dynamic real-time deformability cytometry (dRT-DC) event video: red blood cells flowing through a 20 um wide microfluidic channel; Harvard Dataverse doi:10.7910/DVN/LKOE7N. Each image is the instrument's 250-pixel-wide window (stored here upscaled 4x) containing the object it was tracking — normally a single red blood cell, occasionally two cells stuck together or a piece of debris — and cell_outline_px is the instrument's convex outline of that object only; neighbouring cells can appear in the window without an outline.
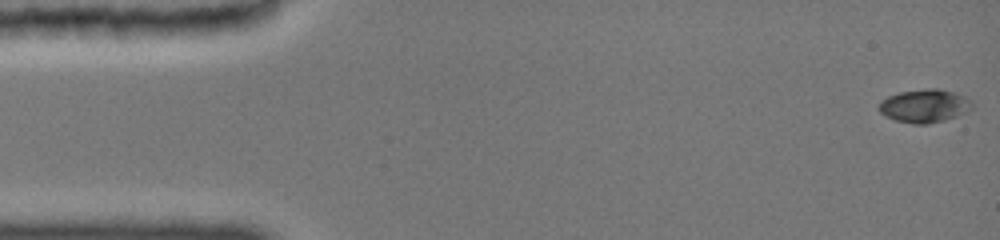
{"species": "common noctule bat (a hibernating species)", "species_latin": "Nyctalus noctula", "temperature_condition": "cold", "stored_images_in_passage": 15, "camera_frame_rate_fps": 3000, "um_per_image_px": 0.085, "animal": {"sex": "female", "body_mass_g": 19.0, "forearm_length_mm": 51.5}, "frame": {"image": 1, "passage_image": 1, "time_ms": 0.0, "image_size_px": [1000, 240], "cell_outline_px": [[972, 108], [956, 116], [944, 120], [924, 124], [916, 124], [896, 120], [880, 112], [880, 100], [888, 96], [900, 92], [928, 88], [936, 88], [956, 92], [972, 100]], "centroid_in_image_um": [78.61, 8.98], "position_along_channel_um": 6.4, "area_um2": 17.8}}
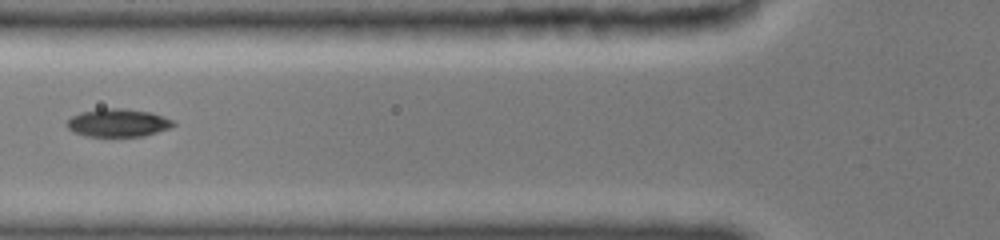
{"frame": {"image": 2, "passage_image": 9, "time_ms": 6.0, "image_size_px": [1000, 240], "cell_outline_px": [[176, 124], [168, 128], [144, 136], [88, 136], [76, 132], [68, 128], [68, 120], [72, 116], [84, 112], [100, 108], [124, 108], [152, 112], [172, 120]], "centroid_in_image_um": [10.06, 10.43], "position_along_channel_um": 115.7, "area_um2": 17.05}}
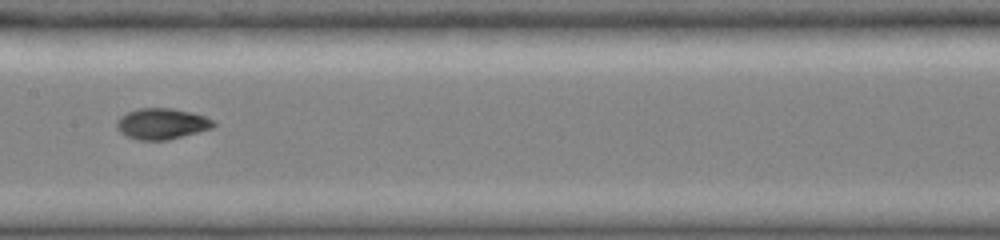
{"frame": {"image": 3, "passage_image": 13, "time_ms": 8.0, "image_size_px": [1000, 240], "cell_outline_px": [[216, 124], [212, 128], [168, 140], [140, 140], [128, 136], [116, 124], [120, 116], [136, 108], [172, 108], [204, 116], [212, 120]], "centroid_in_image_um": [13.77, 10.51], "position_along_channel_um": 193.6, "area_um2": 17.05}}